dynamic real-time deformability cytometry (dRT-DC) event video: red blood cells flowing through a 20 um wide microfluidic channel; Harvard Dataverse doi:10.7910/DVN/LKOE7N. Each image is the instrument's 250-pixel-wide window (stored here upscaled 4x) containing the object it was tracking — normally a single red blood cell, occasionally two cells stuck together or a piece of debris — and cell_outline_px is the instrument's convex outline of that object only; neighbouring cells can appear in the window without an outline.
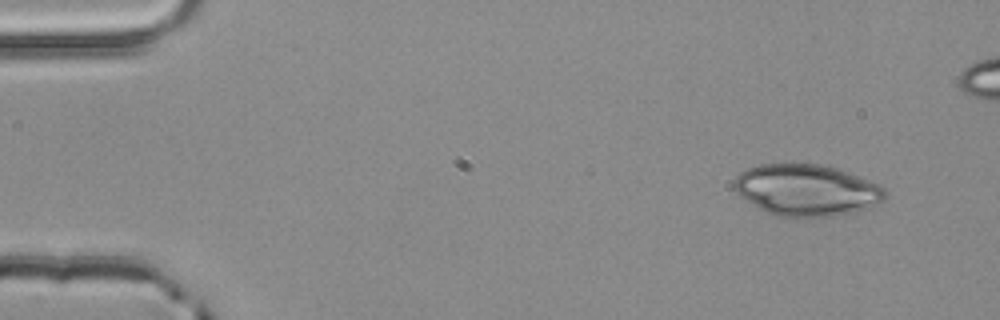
{"species": "common noctule bat (a hibernating species)", "species_latin": "Nyctalus noctula", "temperature_condition": "room temperature", "stored_images_in_passage": 4, "camera_frame_rate_fps": 3000, "um_per_image_px": 0.085, "animal": {"sex": "male", "body_mass_g": 20.4}, "frame": {"image": 1, "passage_image": 1, "time_ms": 0.0, "image_size_px": [1000, 320], "cell_outline_px": [[888, 196], [884, 200], [876, 204], [852, 212], [836, 216], [804, 220], [780, 216], [768, 212], [760, 208], [740, 196], [732, 188], [732, 180], [740, 172], [748, 168], [760, 164], [820, 164], [836, 168], [876, 184], [884, 188]], "centroid_in_image_um": [68.51, 16.19], "position_along_channel_um": 16.5, "area_um2": 45.55}}